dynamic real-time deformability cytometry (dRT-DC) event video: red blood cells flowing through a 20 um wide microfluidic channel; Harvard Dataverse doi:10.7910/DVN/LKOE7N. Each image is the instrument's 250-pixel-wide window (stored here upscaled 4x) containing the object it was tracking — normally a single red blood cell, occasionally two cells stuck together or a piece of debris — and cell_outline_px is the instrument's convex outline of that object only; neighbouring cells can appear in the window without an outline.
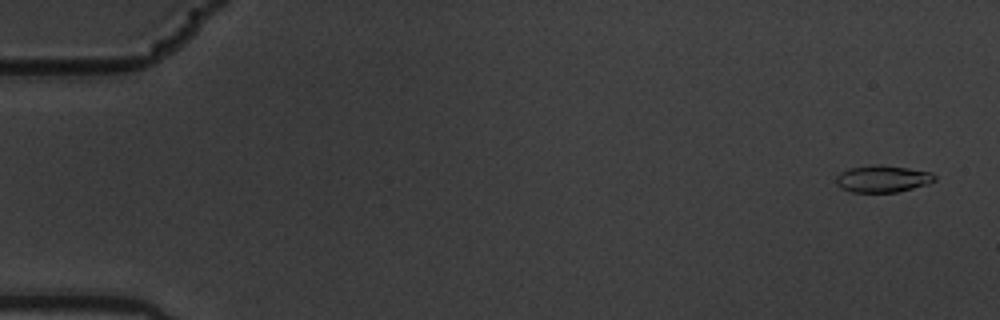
{"species": "common noctule bat (a hibernating species)", "species_latin": "Nyctalus noctula", "temperature_condition": "warm", "stored_images_in_passage": 6, "camera_frame_rate_fps": 3000, "um_per_image_px": 0.085, "animal": {"sex": "male", "body_mass_g": 19.5, "forearm_length_mm": 54.6}, "frame": {"image": 1, "passage_image": 1, "time_ms": 0.0, "image_size_px": [1000, 320], "cell_outline_px": [[936, 180], [928, 184], [896, 192], [852, 192], [840, 188], [836, 184], [836, 176], [840, 172], [848, 168], [872, 164], [880, 164], [908, 168], [932, 172], [936, 176]], "centroid_in_image_um": [75.0, 15.18], "position_along_channel_um": 10.0, "area_um2": 15.66}}